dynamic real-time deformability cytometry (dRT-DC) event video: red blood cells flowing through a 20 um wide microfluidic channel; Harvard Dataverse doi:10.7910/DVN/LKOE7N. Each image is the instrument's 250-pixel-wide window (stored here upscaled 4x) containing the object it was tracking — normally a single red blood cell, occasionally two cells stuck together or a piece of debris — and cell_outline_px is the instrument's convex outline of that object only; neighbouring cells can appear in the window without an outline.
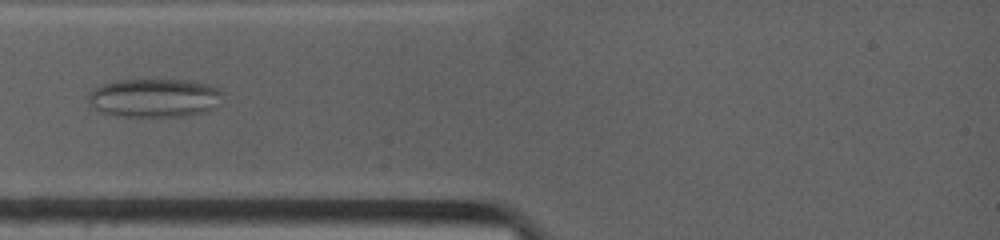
{"species": "common noctule bat (a hibernating species)", "species_latin": "Nyctalus noctula", "temperature_condition": "warm", "stored_images_in_passage": 7, "camera_frame_rate_fps": 4500, "um_per_image_px": 0.085, "animal": {"sex": "female", "body_mass_g": 19.0, "forearm_length_mm": 53.3}, "frame": {"image": 1, "passage_image": 5, "time_ms": 2.667, "image_size_px": [1000, 240], "cell_outline_px": [[220, 104], [216, 108], [208, 112], [184, 116], [120, 116], [100, 112], [92, 108], [88, 104], [88, 96], [100, 84], [116, 80], [188, 80], [208, 84], [220, 88]], "centroid_in_image_um": [13.14, 8.33], "position_along_channel_um": 71.9, "area_um2": 30.52}}